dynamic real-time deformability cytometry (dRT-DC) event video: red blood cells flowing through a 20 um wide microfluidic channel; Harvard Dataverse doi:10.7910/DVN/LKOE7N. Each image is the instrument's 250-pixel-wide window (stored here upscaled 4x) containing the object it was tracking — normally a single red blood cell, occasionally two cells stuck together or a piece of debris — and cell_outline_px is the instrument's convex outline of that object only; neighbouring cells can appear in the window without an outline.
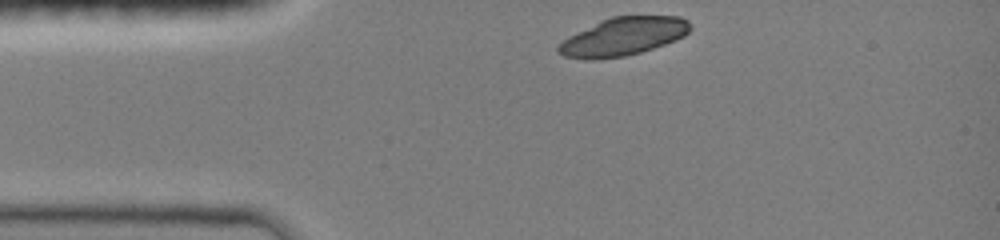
{"species": "common noctule bat (a hibernating species)", "species_latin": "Nyctalus noctula", "temperature_condition": "room temperature", "stored_images_in_passage": 31, "camera_frame_rate_fps": 3000, "um_per_image_px": 0.085, "animal": {"sex": "female", "body_mass_g": 19.0, "forearm_length_mm": 51.5}, "frame": {"image": 1, "passage_image": 1, "time_ms": 0.0, "image_size_px": [1000, 240], "cell_outline_px": [[692, 28], [684, 36], [676, 40], [640, 52], [624, 56], [592, 60], [564, 56], [556, 52], [556, 48], [568, 36], [612, 16], [680, 16], [688, 20]], "centroid_in_image_um": [52.99, 3.11], "position_along_channel_um": 32.0, "area_um2": 29.02}}